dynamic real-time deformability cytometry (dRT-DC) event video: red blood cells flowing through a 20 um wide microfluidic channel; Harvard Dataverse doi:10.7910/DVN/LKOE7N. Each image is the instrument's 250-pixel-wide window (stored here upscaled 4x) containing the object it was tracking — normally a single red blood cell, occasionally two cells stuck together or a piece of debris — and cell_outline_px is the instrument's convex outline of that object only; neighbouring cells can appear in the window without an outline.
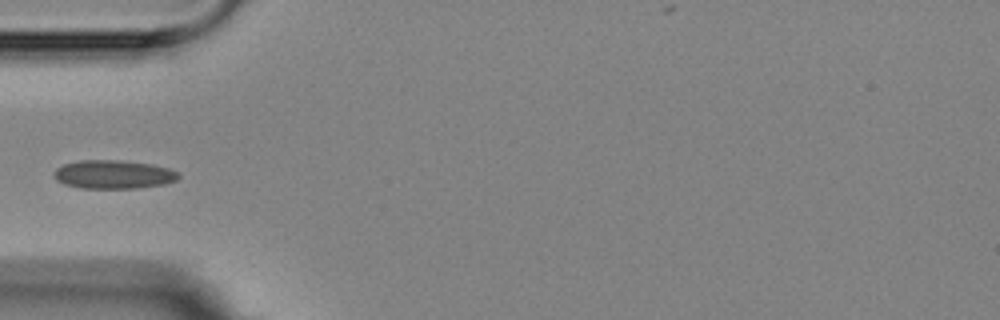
{"species": "Egyptian fruit bat (a non-hibernating species)", "species_latin": "Rousettus aegyptiacus", "temperature_condition": "room temperature", "stored_images_in_passage": 4, "camera_frame_rate_fps": 3000, "um_per_image_px": 0.085, "animal": {"sex": "female"}, "frame": {"image": 1, "passage_image": 4, "time_ms": 3.333, "image_size_px": [1000, 320], "cell_outline_px": [[180, 176], [176, 180], [164, 184], [136, 188], [80, 188], [64, 184], [56, 180], [52, 172], [56, 168], [64, 164], [80, 160], [120, 160], [152, 164], [168, 168], [176, 172]], "centroid_in_image_um": [9.6, 14.82], "position_along_channel_um": 75.4, "area_um2": 20.75}}